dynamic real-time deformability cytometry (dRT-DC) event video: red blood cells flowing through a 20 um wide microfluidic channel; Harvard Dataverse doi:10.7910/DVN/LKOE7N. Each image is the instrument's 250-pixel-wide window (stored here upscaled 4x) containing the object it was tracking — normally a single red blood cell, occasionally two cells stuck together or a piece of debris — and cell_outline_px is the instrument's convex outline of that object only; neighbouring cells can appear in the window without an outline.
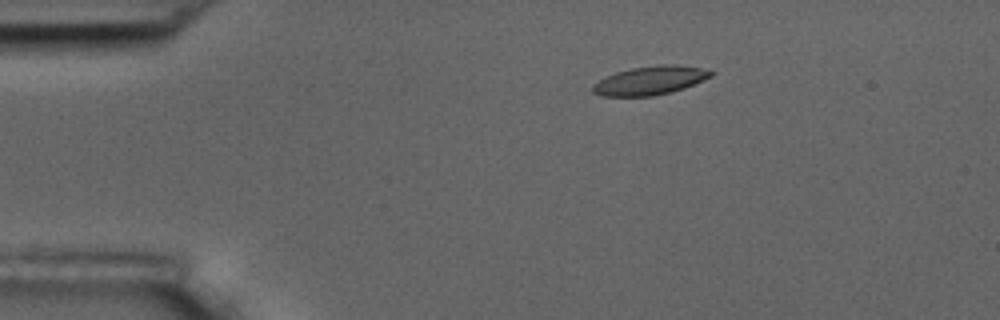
{"species": "common noctule bat (a hibernating species)", "species_latin": "Nyctalus noctula", "temperature_condition": "room temperature", "stored_images_in_passage": 5, "camera_frame_rate_fps": 3000, "um_per_image_px": 0.085, "animal": {"sex": "male", "body_mass_g": 17.5, "forearm_length_mm": 52.3}, "frame": {"image": 1, "passage_image": 3, "time_ms": 2.333, "image_size_px": [1000, 320], "cell_outline_px": [[716, 72], [712, 76], [684, 88], [652, 96], [600, 96], [592, 92], [592, 84], [616, 72], [632, 68], [660, 64], [672, 64], [700, 68]], "centroid_in_image_um": [55.24, 6.84], "position_along_channel_um": 29.8, "area_um2": 19.54}}
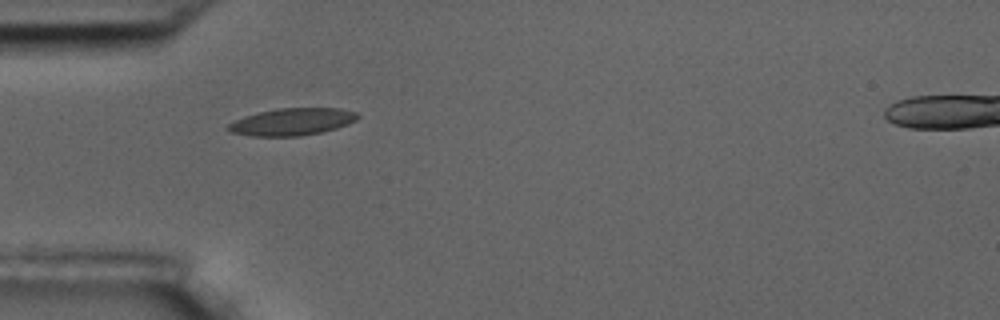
{"frame": {"image": 2, "passage_image": 5, "time_ms": 4.667, "image_size_px": [1000, 320], "cell_outline_px": [[360, 116], [356, 120], [348, 124], [336, 128], [320, 132], [300, 136], [252, 136], [232, 132], [228, 128], [228, 124], [244, 116], [260, 112], [280, 108], [340, 108], [356, 112]], "centroid_in_image_um": [24.86, 10.35], "position_along_channel_um": 60.1, "area_um2": 20.29}}